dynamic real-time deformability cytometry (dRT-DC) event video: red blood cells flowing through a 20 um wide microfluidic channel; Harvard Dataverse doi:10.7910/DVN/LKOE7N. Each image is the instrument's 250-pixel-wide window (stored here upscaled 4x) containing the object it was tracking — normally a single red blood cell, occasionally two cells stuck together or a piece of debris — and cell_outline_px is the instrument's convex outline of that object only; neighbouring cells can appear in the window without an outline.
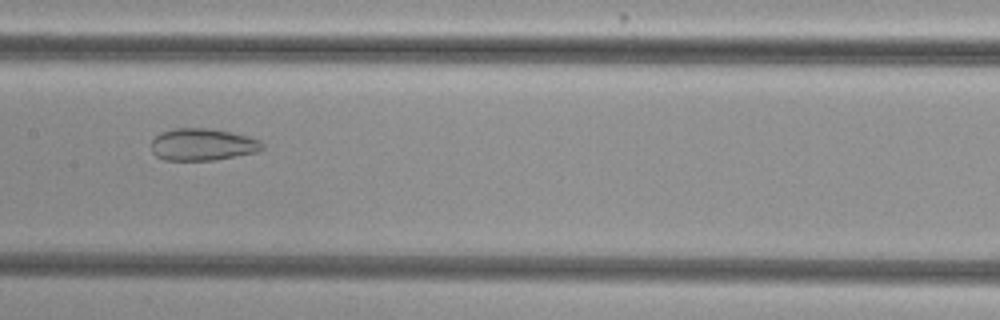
{"species": "common noctule bat (a hibernating species)", "species_latin": "Nyctalus noctula", "temperature_condition": "cold", "stored_images_in_passage": 38, "camera_frame_rate_fps": 3000, "um_per_image_px": 0.085, "animal": {"sex": "female", "body_mass_g": 29.2, "forearm_length_mm": 56.3}, "frame": {"image": 1, "passage_image": 12, "time_ms": 3.667, "image_size_px": [1000, 320], "cell_outline_px": [[264, 148], [256, 152], [216, 160], [164, 160], [156, 156], [152, 152], [152, 140], [160, 132], [176, 128], [208, 128], [248, 136], [260, 140], [264, 144]], "centroid_in_image_um": [17.21, 12.29], "position_along_channel_um": 190.2, "area_um2": 20.75}}
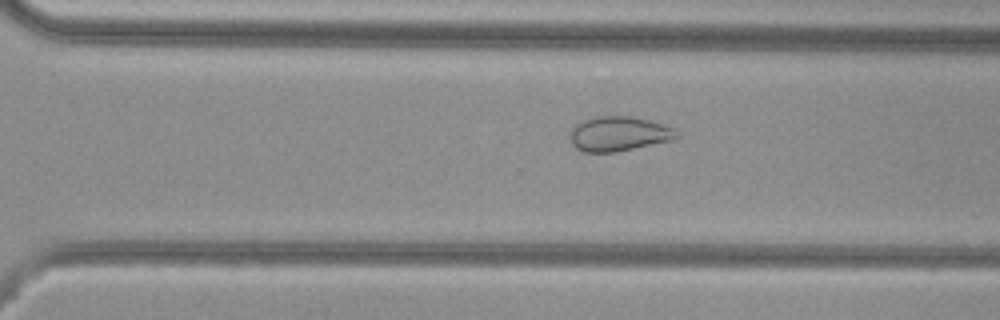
{"frame": {"image": 2, "passage_image": 22, "time_ms": 7.0, "image_size_px": [1000, 320], "cell_outline_px": [[680, 136], [676, 140], [616, 152], [584, 152], [576, 148], [572, 144], [572, 128], [584, 120], [600, 116], [632, 116], [664, 124], [676, 128]], "centroid_in_image_um": [52.7, 11.38], "position_along_channel_um": 317.9, "area_um2": 21.62}}
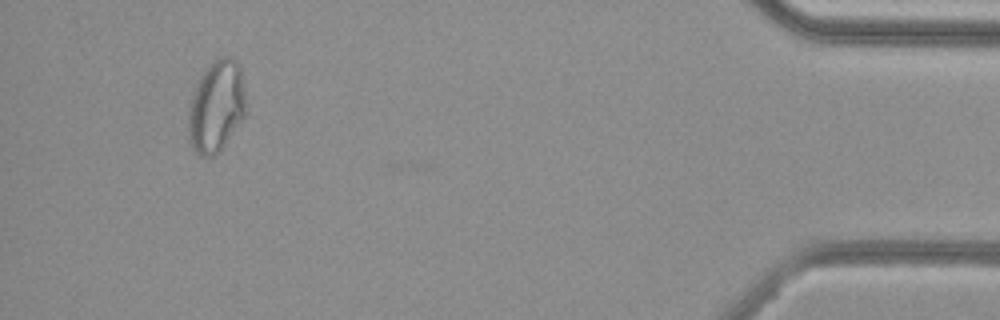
{"frame": {"image": 3, "passage_image": 35, "time_ms": 11.333, "image_size_px": [1000, 320], "cell_outline_px": [[244, 116], [224, 144], [212, 156], [200, 156], [192, 148], [188, 136], [188, 108], [196, 84], [200, 76], [208, 64], [212, 60], [224, 56], [232, 56], [236, 60], [240, 68], [244, 88]], "centroid_in_image_um": [18.35, 9.0], "position_along_channel_um": 416.9, "area_um2": 30.46}, "authors_computed_cell_mechanics": {"area_um2": 24.565, "velocity_mm_per_s": 3.8435, "shape_relaxation_time_tau1_ms": null, "shape_relaxation_time_tau2_ms": 1.9406, "deformation_change_tau1": null, "deformation_change_tau2": 0.0824}}